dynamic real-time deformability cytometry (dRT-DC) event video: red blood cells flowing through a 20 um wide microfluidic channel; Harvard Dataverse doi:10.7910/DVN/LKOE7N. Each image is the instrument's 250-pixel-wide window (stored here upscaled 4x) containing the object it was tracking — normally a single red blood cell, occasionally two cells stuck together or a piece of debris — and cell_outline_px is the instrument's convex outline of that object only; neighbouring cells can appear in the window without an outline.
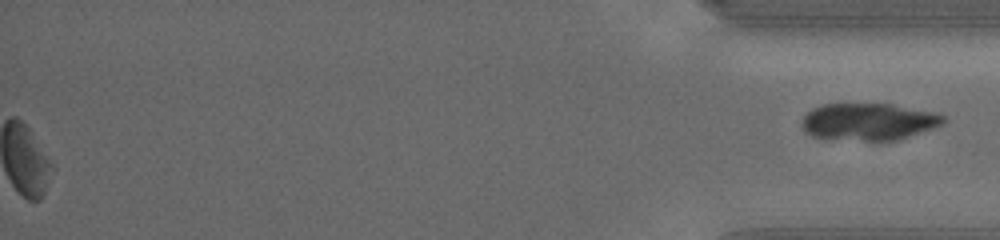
{"species": "common noctule bat (a hibernating species)", "species_latin": "Nyctalus noctula", "temperature_condition": "cold", "stored_images_in_passage": 44, "segment_of_instrument_passage": [2, 2], "camera_frame_rate_fps": 3000, "um_per_image_px": 0.085, "animal": {"sex": "female", "body_mass_g": 19.5, "forearm_length_mm": 54.1}, "frame": {"image": 1, "passage_image": 44, "time_ms": 16.333, "image_size_px": [1000, 240], "cell_outline_px": [[944, 124], [892, 140], [864, 140], [812, 136], [800, 124], [804, 116], [812, 108], [824, 104], [892, 104], [936, 112], [944, 116]], "centroid_in_image_um": [73.82, 10.31], "position_along_channel_um": 361.4, "area_um2": 29.88}}